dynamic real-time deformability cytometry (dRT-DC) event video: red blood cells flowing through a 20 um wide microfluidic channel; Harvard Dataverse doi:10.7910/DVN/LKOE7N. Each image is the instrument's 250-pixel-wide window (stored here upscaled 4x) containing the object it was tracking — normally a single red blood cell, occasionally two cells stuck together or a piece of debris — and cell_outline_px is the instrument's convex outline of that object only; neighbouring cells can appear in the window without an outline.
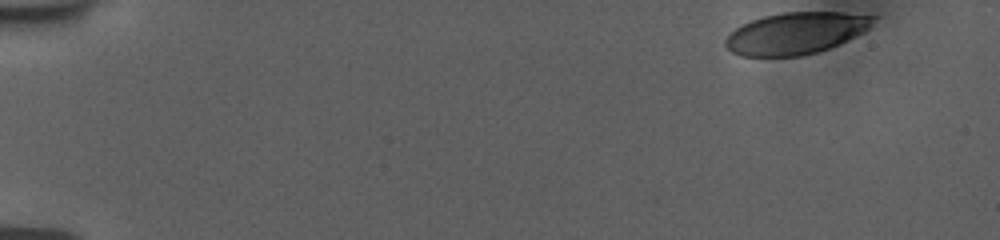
{"species": "human", "species_latin": "Homo sapiens", "temperature_condition": "room temperature", "stored_images_in_passage": 47, "camera_frame_rate_fps": 3000, "um_per_image_px": 0.085, "donor": {"sex": "female"}, "frame": {"image": 1, "passage_image": 1, "time_ms": 0.0, "image_size_px": [1000, 240], "cell_outline_px": [[880, 16], [864, 32], [840, 44], [816, 52], [800, 56], [740, 56], [732, 52], [724, 44], [724, 40], [740, 24], [764, 16], [784, 12], [840, 12]], "centroid_in_image_um": [67.67, 2.82], "position_along_channel_um": 17.3, "area_um2": 36.01}}
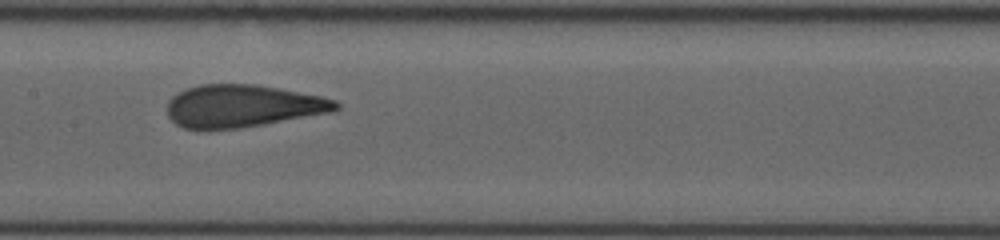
{"frame": {"image": 2, "passage_image": 26, "time_ms": 8.333, "image_size_px": [1000, 240], "cell_outline_px": [[340, 108], [336, 112], [240, 128], [184, 128], [176, 124], [168, 116], [168, 100], [176, 92], [200, 84], [256, 84], [280, 88], [320, 96], [336, 100], [340, 104]], "centroid_in_image_um": [20.67, 9.0], "position_along_channel_um": 186.7, "area_um2": 41.85}}
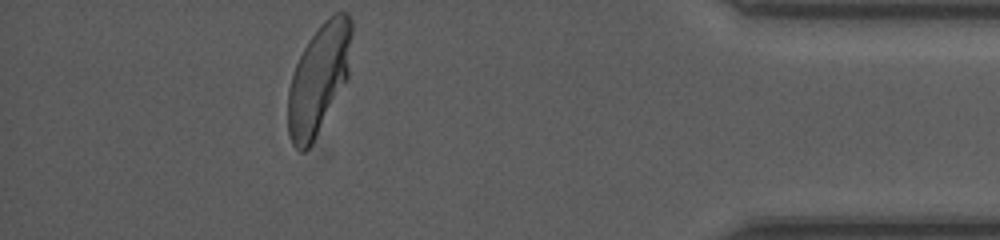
{"frame": {"image": 3, "passage_image": 47, "time_ms": 15.333, "image_size_px": [1000, 240], "cell_outline_px": [[352, 32], [348, 76], [312, 144], [304, 152], [300, 152], [292, 144], [288, 132], [288, 88], [296, 64], [308, 40], [320, 24], [328, 16], [336, 12], [348, 12], [352, 20]], "centroid_in_image_um": [27.09, 6.68], "position_along_channel_um": 408.1, "area_um2": 40.52}, "authors_computed_cell_mechanics": {"area_um2": 41.5582, "velocity_mm_per_s": 3.724, "shape_relaxation_time_tau1_ms": 4.7618, "shape_relaxation_time_tau2_ms": 0.7582, "deformation_change_tau1": 0.1987, "deformation_change_tau2": 0.0759}}